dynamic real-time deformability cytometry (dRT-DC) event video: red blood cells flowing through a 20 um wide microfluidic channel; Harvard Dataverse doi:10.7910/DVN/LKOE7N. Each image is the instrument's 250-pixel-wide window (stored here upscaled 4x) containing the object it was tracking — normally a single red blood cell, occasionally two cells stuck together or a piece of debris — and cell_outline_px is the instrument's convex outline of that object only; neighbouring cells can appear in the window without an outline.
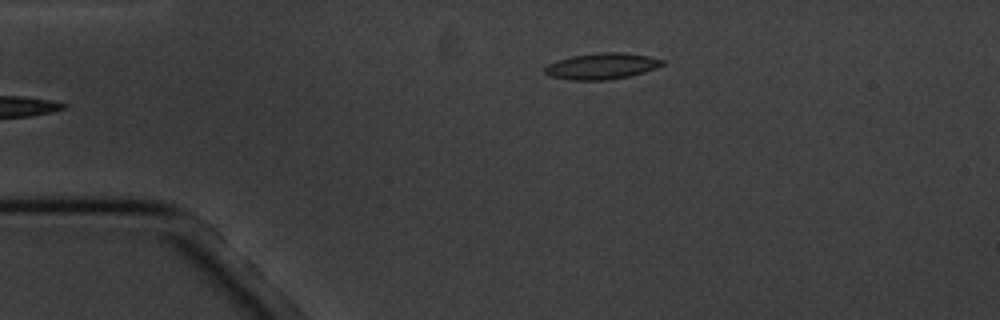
{"species": "common noctule bat (a hibernating species)", "species_latin": "Nyctalus noctula", "temperature_condition": "cold", "stored_images_in_passage": 3, "camera_frame_rate_fps": 3000, "um_per_image_px": 0.085, "animal": {"sex": "male", "body_mass_g": 20.1, "forearm_length_mm": 53.5}, "frame": {"image": 1, "passage_image": 3, "time_ms": 3.333, "image_size_px": [1000, 320], "cell_outline_px": [[664, 64], [656, 68], [644, 72], [628, 76], [604, 80], [572, 80], [552, 76], [544, 72], [544, 68], [548, 64], [556, 60], [572, 56], [600, 52], [624, 52], [648, 56], [664, 60]], "centroid_in_image_um": [51.15, 5.61], "position_along_channel_um": 33.8, "area_um2": 17.8}}